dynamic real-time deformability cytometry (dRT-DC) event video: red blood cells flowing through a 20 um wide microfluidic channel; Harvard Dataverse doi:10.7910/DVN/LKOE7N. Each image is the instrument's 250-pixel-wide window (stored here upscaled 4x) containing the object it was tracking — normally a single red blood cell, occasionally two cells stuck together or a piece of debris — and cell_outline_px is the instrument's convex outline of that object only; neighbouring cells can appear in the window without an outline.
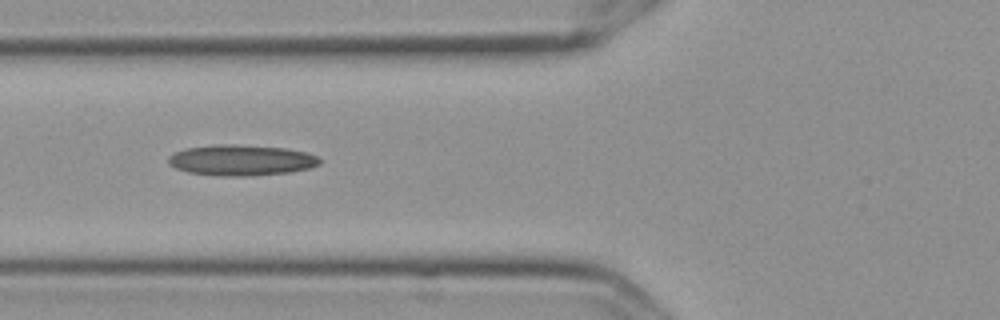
{"species": "Egyptian fruit bat (a non-hibernating species)", "species_latin": "Rousettus aegyptiacus", "temperature_condition": "cold", "stored_images_in_passage": 12, "camera_frame_rate_fps": 3000, "um_per_image_px": 0.085, "frame": {"image": 1, "passage_image": 3, "time_ms": 0.667, "image_size_px": [1000, 320], "cell_outline_px": [[320, 164], [308, 168], [288, 172], [252, 176], [220, 176], [188, 172], [176, 168], [168, 164], [168, 156], [176, 152], [188, 148], [220, 144], [232, 144], [284, 148], [304, 152], [316, 156], [320, 160]], "centroid_in_image_um": [20.48, 13.62], "position_along_channel_um": 105.3, "area_um2": 26.88}}
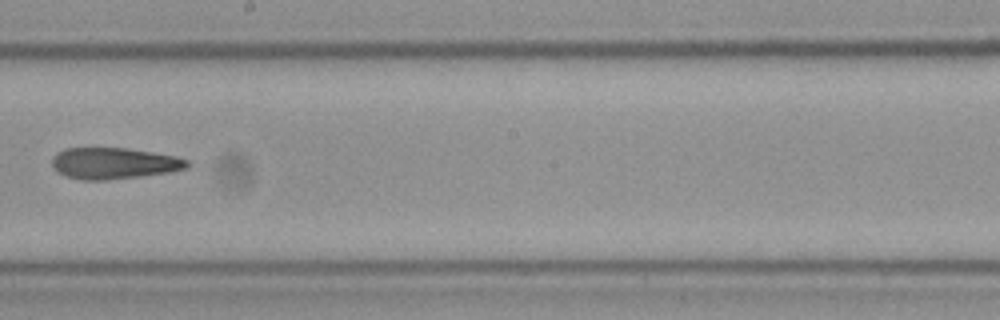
{"frame": {"image": 2, "passage_image": 6, "time_ms": 1.667, "image_size_px": [1000, 320], "cell_outline_px": [[192, 164], [188, 168], [168, 172], [140, 176], [104, 180], [80, 180], [64, 176], [52, 164], [52, 156], [56, 152], [64, 148], [128, 148], [176, 156], [188, 160]], "centroid_in_image_um": [9.69, 13.87], "position_along_channel_um": 238.5, "area_um2": 24.74}}
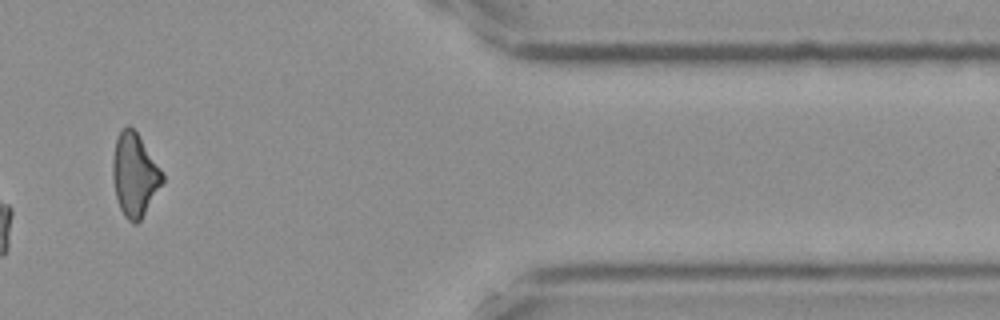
{"frame": {"image": 3, "passage_image": 10, "time_ms": 3.0, "image_size_px": [1000, 320], "cell_outline_px": [[164, 180], [140, 220], [136, 224], [132, 224], [124, 216], [120, 208], [116, 196], [112, 176], [112, 160], [116, 140], [120, 132], [128, 124], [136, 132], [160, 168], [164, 176]], "centroid_in_image_um": [11.42, 14.88], "position_along_channel_um": 400.0, "area_um2": 23.58}}